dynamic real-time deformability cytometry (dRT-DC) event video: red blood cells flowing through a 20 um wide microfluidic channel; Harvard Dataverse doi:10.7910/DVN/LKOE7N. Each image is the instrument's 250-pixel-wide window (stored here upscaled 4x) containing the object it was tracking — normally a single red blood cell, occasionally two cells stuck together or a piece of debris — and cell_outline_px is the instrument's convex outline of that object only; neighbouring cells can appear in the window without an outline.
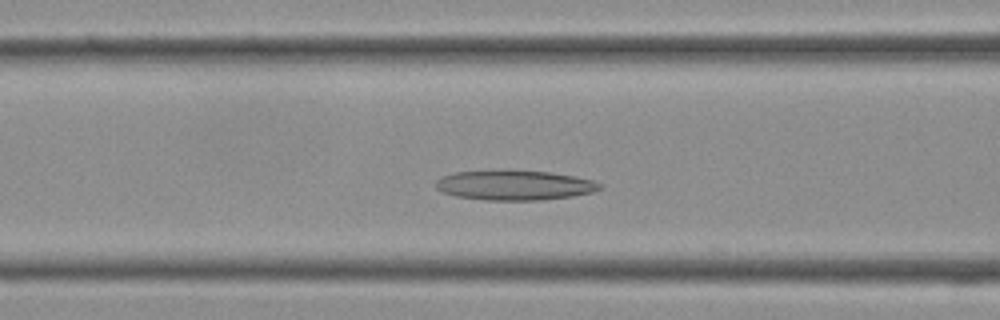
{"species": "Egyptian fruit bat (a non-hibernating species)", "species_latin": "Rousettus aegyptiacus", "temperature_condition": "cold", "stored_images_in_passage": 35, "camera_frame_rate_fps": 3000, "um_per_image_px": 0.085, "frame": {"image": 1, "passage_image": 12, "time_ms": 3.667, "image_size_px": [1000, 320], "cell_outline_px": [[604, 188], [592, 192], [572, 196], [540, 200], [484, 200], [456, 196], [440, 192], [436, 188], [436, 180], [452, 172], [548, 172], [572, 176], [592, 180], [604, 184]], "centroid_in_image_um": [43.75, 15.77], "position_along_channel_um": 122.8, "area_um2": 27.86}}
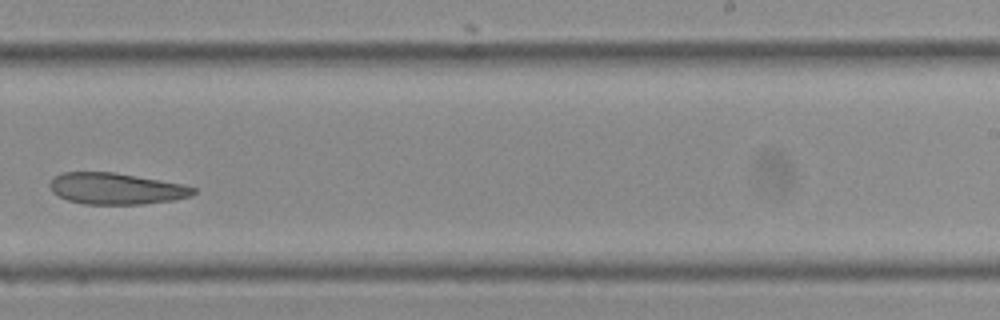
{"frame": {"image": 2, "passage_image": 21, "time_ms": 6.667, "image_size_px": [1000, 320], "cell_outline_px": [[196, 192], [192, 196], [172, 200], [144, 204], [84, 204], [68, 200], [52, 192], [48, 184], [56, 176], [64, 172], [112, 172], [184, 184], [196, 188]], "centroid_in_image_um": [9.89, 16.04], "position_along_channel_um": 279.1, "area_um2": 26.13}}
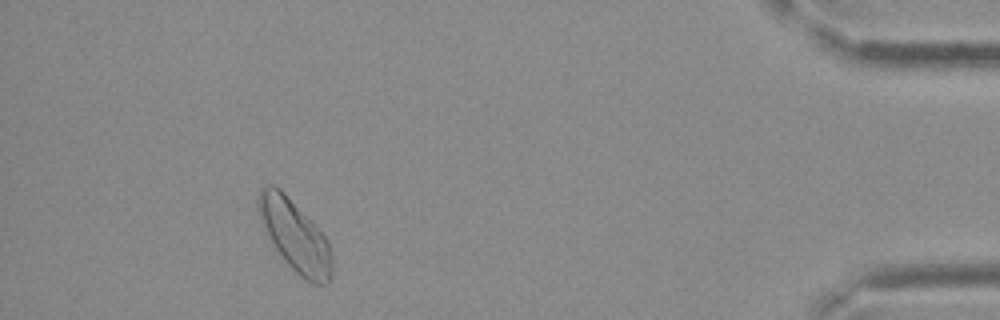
{"frame": {"image": 3, "passage_image": 32, "time_ms": 10.333, "image_size_px": [1000, 320], "cell_outline_px": [[332, 272], [328, 284], [312, 284], [300, 276], [288, 264], [276, 248], [264, 228], [260, 220], [256, 204], [260, 188], [268, 184], [272, 184], [280, 188], [284, 192], [324, 236], [328, 244], [332, 264]], "centroid_in_image_um": [25.04, 20.03], "position_along_channel_um": 410.2, "area_um2": 29.88}}